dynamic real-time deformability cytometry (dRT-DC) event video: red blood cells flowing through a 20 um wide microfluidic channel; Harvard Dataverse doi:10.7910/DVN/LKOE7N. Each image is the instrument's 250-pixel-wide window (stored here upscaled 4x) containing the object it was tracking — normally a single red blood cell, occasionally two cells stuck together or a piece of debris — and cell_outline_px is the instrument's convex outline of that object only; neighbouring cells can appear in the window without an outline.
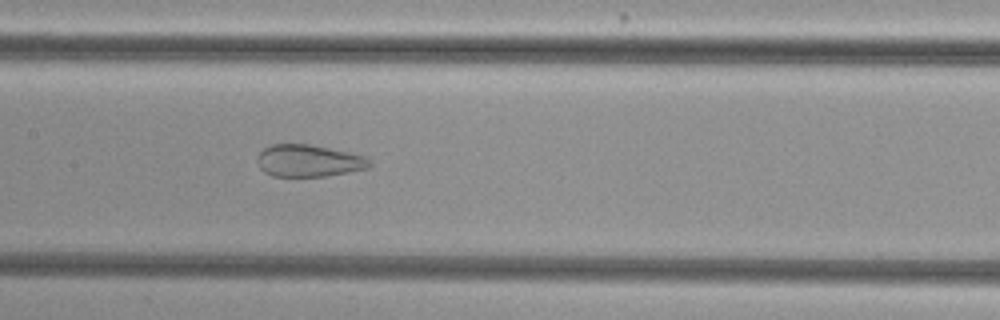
{"species": "common noctule bat (a hibernating species)", "species_latin": "Nyctalus noctula", "temperature_condition": "cold", "stored_images_in_passage": 49, "camera_frame_rate_fps": 3000, "um_per_image_px": 0.085, "animal": {"sex": "female", "body_mass_g": 29.2, "forearm_length_mm": 56.3}, "frame": {"image": 1, "passage_image": 22, "time_ms": 7.0, "image_size_px": [1000, 320], "cell_outline_px": [[372, 164], [368, 168], [348, 172], [324, 176], [272, 176], [264, 172], [260, 168], [256, 160], [256, 156], [264, 148], [272, 144], [312, 144], [348, 152], [364, 156], [372, 160]], "centroid_in_image_um": [26.22, 13.66], "position_along_channel_um": 181.2, "area_um2": 21.1}}
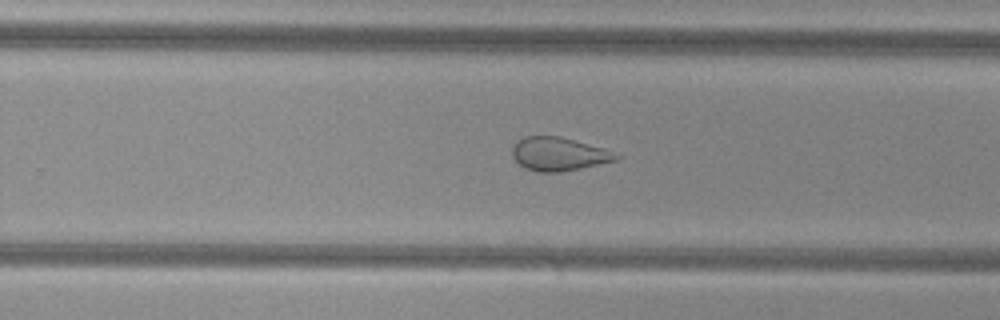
{"frame": {"image": 2, "passage_image": 30, "time_ms": 9.667, "image_size_px": [1000, 320], "cell_outline_px": [[624, 156], [616, 160], [580, 168], [560, 172], [536, 172], [524, 168], [512, 156], [512, 148], [516, 140], [524, 136], [560, 136], [604, 148]], "centroid_in_image_um": [47.48, 13.08], "position_along_channel_um": 282.3, "area_um2": 20.35}}
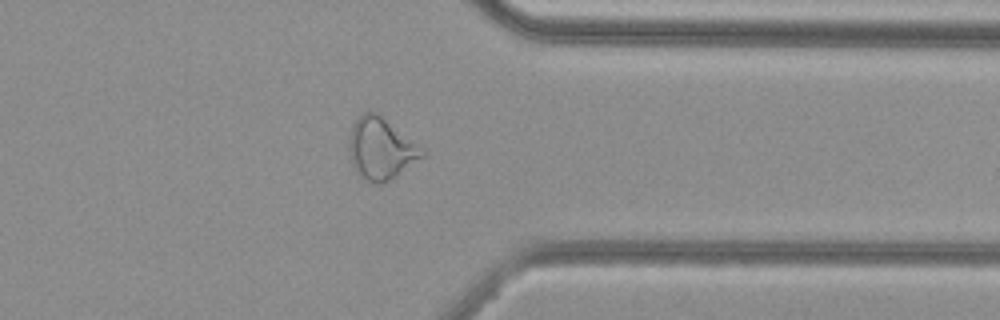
{"frame": {"image": 3, "passage_image": 38, "time_ms": 12.333, "image_size_px": [1000, 320], "cell_outline_px": [[428, 152], [424, 156], [396, 176], [384, 184], [380, 184], [368, 180], [360, 176], [356, 172], [348, 148], [348, 144], [352, 128], [356, 120], [364, 112], [376, 112]], "centroid_in_image_um": [32.39, 12.65], "position_along_channel_um": 379.0, "area_um2": 25.78}, "authors_computed_cell_mechanics": {"area_um2": 27.5128, "velocity_mm_per_s": 3.8064, "shape_relaxation_time_tau1_ms": null, "shape_relaxation_time_tau2_ms": 1.6048, "deformation_change_tau1": null, "deformation_change_tau2": 0.0899}}